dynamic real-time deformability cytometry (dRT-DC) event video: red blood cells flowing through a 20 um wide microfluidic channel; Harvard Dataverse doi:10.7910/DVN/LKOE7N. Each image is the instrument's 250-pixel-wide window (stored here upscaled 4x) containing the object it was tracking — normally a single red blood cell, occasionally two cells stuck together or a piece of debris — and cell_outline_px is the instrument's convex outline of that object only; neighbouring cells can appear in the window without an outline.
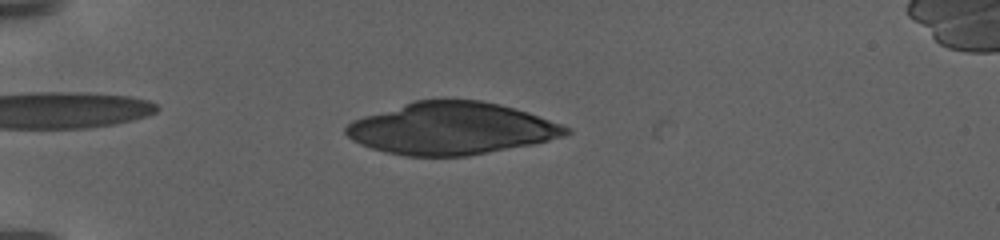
{"species": "human", "species_latin": "Homo sapiens", "temperature_condition": "warm", "stored_images_in_passage": 23, "camera_frame_rate_fps": 3000, "um_per_image_px": 0.085, "donor": {"sex": "female"}, "frame": {"image": 1, "passage_image": 10, "time_ms": 2.0, "image_size_px": [1000, 240], "cell_outline_px": [[572, 132], [564, 136], [532, 144], [468, 156], [404, 156], [372, 148], [360, 144], [352, 140], [344, 132], [344, 128], [352, 120], [364, 116], [416, 100], [480, 100], [500, 104], [528, 112], [572, 128]], "centroid_in_image_um": [38.38, 10.92], "position_along_channel_um": 46.6, "area_um2": 66.53}}